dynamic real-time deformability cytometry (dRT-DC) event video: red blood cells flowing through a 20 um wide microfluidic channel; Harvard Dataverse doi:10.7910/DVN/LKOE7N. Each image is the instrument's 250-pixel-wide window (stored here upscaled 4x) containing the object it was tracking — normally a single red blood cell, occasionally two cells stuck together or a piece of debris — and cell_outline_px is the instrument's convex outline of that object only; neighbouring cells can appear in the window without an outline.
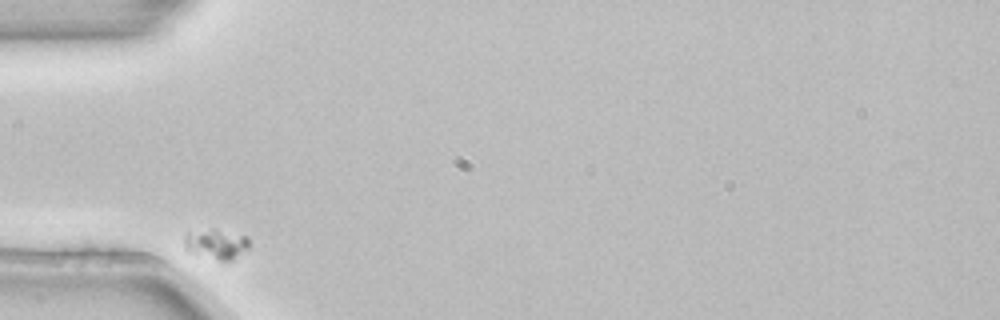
{"species": "common noctule bat (a hibernating species)", "species_latin": "Nyctalus noctula", "temperature_condition": "room temperature", "stored_images_in_passage": 2, "camera_frame_rate_fps": 3000, "um_per_image_px": 0.085, "animal": {"sex": "female", "body_mass_g": 22.7, "forearm_length_mm": 54.2}, "frame": {"image": 1, "passage_image": 1, "time_ms": 0.0, "image_size_px": [1000, 320], "cell_outline_px": [[248, 248], [232, 260], [220, 260], [188, 252], [184, 248], [184, 232], [212, 228], [216, 228], [248, 236]], "centroid_in_image_um": [18.33, 20.7], "position_along_channel_um": 66.7, "area_um2": 11.56}}